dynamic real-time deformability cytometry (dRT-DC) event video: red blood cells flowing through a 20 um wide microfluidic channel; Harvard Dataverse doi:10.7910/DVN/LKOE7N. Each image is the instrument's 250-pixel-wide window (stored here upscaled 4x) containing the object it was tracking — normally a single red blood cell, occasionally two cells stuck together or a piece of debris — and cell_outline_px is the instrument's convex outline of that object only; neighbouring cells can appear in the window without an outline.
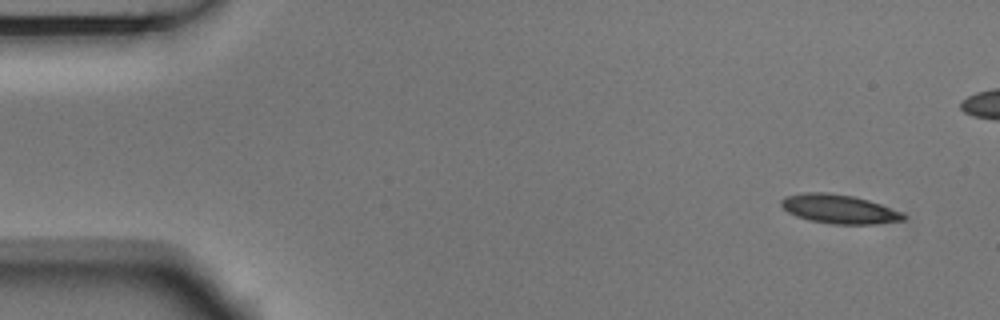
{"species": "Egyptian fruit bat (a non-hibernating species)", "species_latin": "Rousettus aegyptiacus", "temperature_condition": "room temperature", "stored_images_in_passage": 5, "camera_frame_rate_fps": 3000, "um_per_image_px": 0.085, "animal": {"sex": "male"}, "frame": {"image": 1, "passage_image": 1, "time_ms": 0.0, "image_size_px": [1000, 320], "cell_outline_px": [[904, 220], [872, 224], [832, 224], [808, 220], [796, 216], [788, 212], [780, 204], [780, 200], [784, 196], [804, 192], [828, 192], [852, 196], [868, 200], [880, 204], [900, 212], [904, 216]], "centroid_in_image_um": [71.25, 17.76], "position_along_channel_um": 13.8, "area_um2": 20.52}}
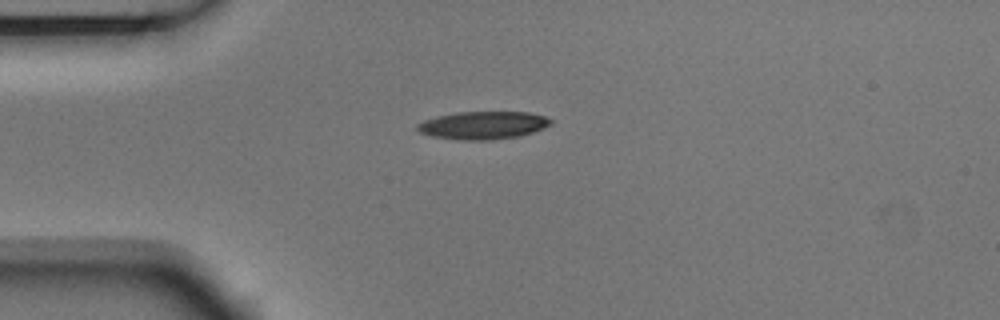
{"frame": {"image": 2, "passage_image": 5, "time_ms": 1.333, "image_size_px": [1000, 320], "cell_outline_px": [[552, 124], [544, 128], [520, 136], [488, 140], [460, 140], [432, 136], [420, 132], [416, 128], [416, 124], [424, 120], [436, 116], [456, 112], [528, 112], [544, 116], [552, 120]], "centroid_in_image_um": [41.05, 10.64], "position_along_channel_um": 44.0, "area_um2": 21.68}}